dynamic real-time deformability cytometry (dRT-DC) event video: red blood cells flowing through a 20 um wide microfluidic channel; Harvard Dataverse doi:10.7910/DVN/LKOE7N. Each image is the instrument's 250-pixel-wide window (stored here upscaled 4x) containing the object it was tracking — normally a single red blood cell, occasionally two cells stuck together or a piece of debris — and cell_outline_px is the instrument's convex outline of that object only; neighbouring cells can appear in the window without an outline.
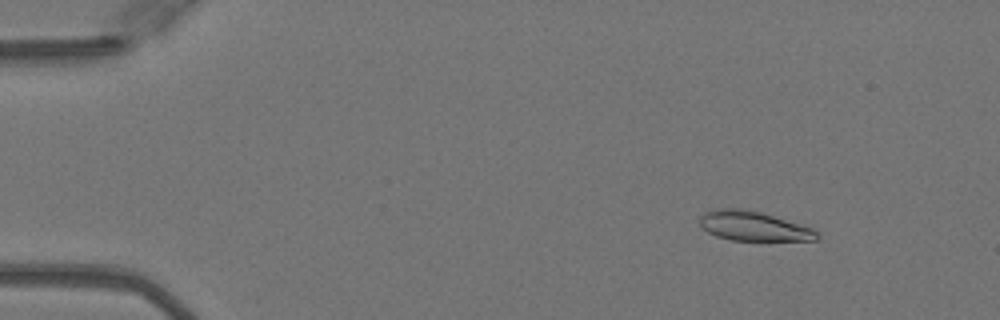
{"species": "Egyptian fruit bat (a non-hibernating species)", "species_latin": "Rousettus aegyptiacus", "temperature_condition": "warm", "stored_images_in_passage": 51, "camera_frame_rate_fps": 3000, "um_per_image_px": 0.085, "animal": {"sex": "female"}, "frame": {"image": 1, "passage_image": 7, "time_ms": 2.0, "image_size_px": [1000, 320], "cell_outline_px": [[820, 236], [816, 240], [732, 240], [716, 236], [708, 232], [700, 224], [700, 216], [704, 212], [716, 208], [740, 208], [760, 212], [812, 228]], "centroid_in_image_um": [64.01, 19.21], "position_along_channel_um": 21.0, "area_um2": 19.88}}
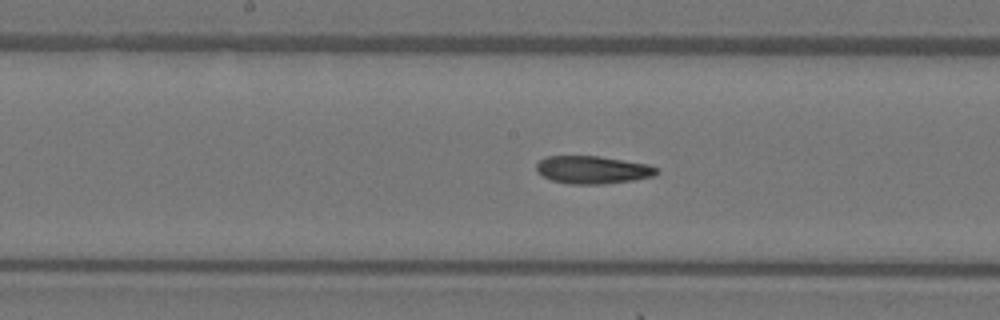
{"frame": {"image": 2, "passage_image": 27, "time_ms": 8.667, "image_size_px": [1000, 320], "cell_outline_px": [[660, 172], [652, 176], [632, 180], [604, 184], [572, 184], [552, 180], [536, 172], [536, 164], [544, 156], [596, 156], [648, 164], [660, 168]], "centroid_in_image_um": [50.37, 14.43], "position_along_channel_um": 197.8, "area_um2": 19.42}}
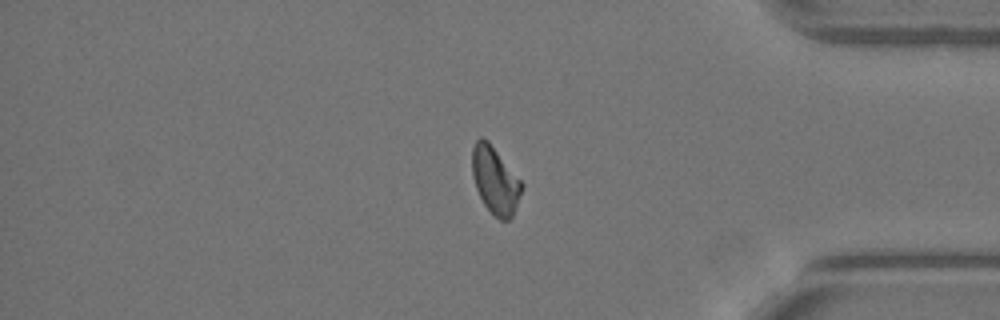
{"frame": {"image": 3, "passage_image": 43, "time_ms": 14.0, "image_size_px": [1000, 320], "cell_outline_px": [[524, 184], [512, 216], [508, 220], [500, 220], [484, 204], [476, 188], [472, 176], [472, 148], [476, 140], [480, 136], [484, 136], [488, 140]], "centroid_in_image_um": [42.07, 15.28], "position_along_channel_um": 393.1, "area_um2": 19.25}, "authors_computed_cell_mechanics": {"area_um2": 19.8832, "velocity_mm_per_s": 4.0774, "shape_relaxation_time_tau1_ms": null, "shape_relaxation_time_tau2_ms": 3.4842, "deformation_change_tau1": null, "deformation_change_tau2": 0.1055}}